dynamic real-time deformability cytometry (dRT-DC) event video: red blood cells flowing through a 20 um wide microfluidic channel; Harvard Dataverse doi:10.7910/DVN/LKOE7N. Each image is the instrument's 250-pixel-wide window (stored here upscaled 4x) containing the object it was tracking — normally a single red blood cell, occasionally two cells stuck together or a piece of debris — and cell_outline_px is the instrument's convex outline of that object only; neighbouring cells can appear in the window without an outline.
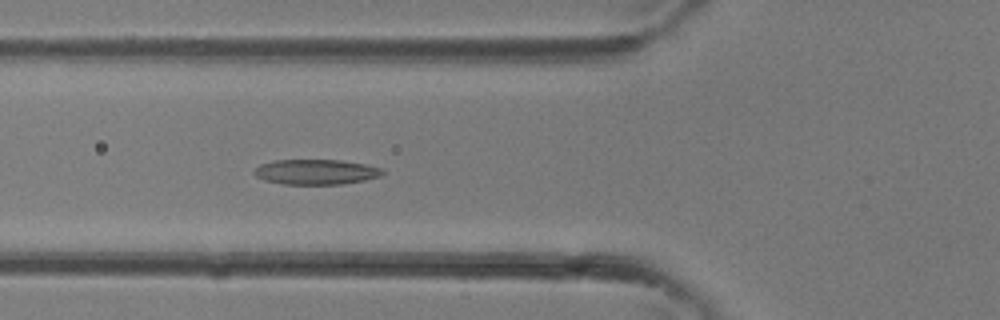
{"species": "common noctule bat (a hibernating species)", "species_latin": "Nyctalus noctula", "temperature_condition": "room temperature", "stored_images_in_passage": 36, "camera_frame_rate_fps": 3000, "um_per_image_px": 0.085, "animal": {"sex": "female"}, "frame": {"image": 1, "passage_image": 13, "time_ms": 4.0, "image_size_px": [1000, 320], "cell_outline_px": [[384, 172], [380, 176], [364, 180], [340, 184], [284, 184], [264, 180], [256, 176], [252, 172], [260, 164], [272, 160], [340, 160], [364, 164], [380, 168]], "centroid_in_image_um": [26.81, 14.61], "position_along_channel_um": 99.0, "area_um2": 18.67}}
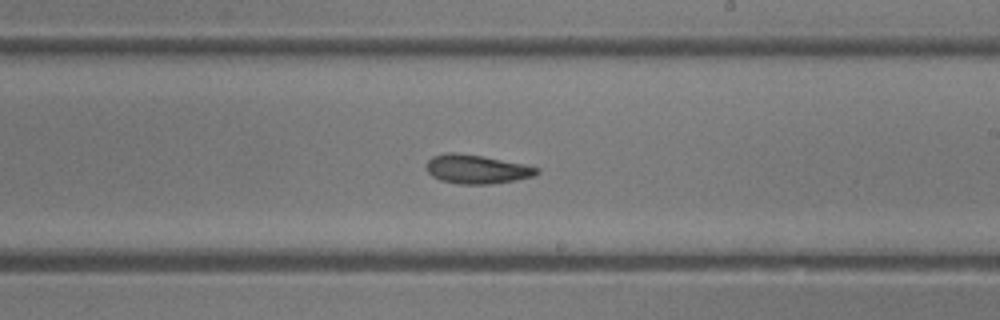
{"frame": {"image": 2, "passage_image": 21, "time_ms": 6.667, "image_size_px": [1000, 320], "cell_outline_px": [[540, 172], [536, 176], [516, 180], [492, 184], [460, 184], [440, 180], [432, 176], [424, 168], [428, 160], [432, 156], [448, 152], [452, 152], [484, 156], [524, 164], [540, 168]], "centroid_in_image_um": [40.53, 14.38], "position_along_channel_um": 248.5, "area_um2": 18.84}}
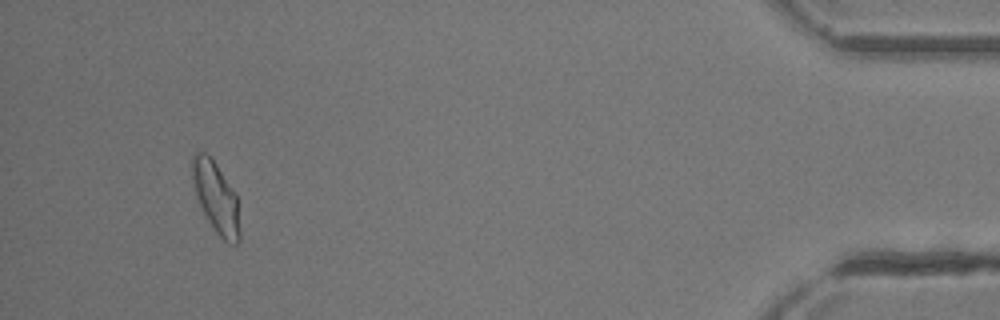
{"frame": {"image": 3, "passage_image": 34, "time_ms": 11.0, "image_size_px": [1000, 320], "cell_outline_px": [[240, 240], [236, 244], [232, 244], [224, 240], [216, 232], [208, 220], [200, 204], [196, 192], [192, 176], [192, 156], [196, 152], [204, 152], [216, 164], [236, 192], [240, 228]], "centroid_in_image_um": [18.39, 16.8], "position_along_channel_um": 416.8, "area_um2": 19.31}}